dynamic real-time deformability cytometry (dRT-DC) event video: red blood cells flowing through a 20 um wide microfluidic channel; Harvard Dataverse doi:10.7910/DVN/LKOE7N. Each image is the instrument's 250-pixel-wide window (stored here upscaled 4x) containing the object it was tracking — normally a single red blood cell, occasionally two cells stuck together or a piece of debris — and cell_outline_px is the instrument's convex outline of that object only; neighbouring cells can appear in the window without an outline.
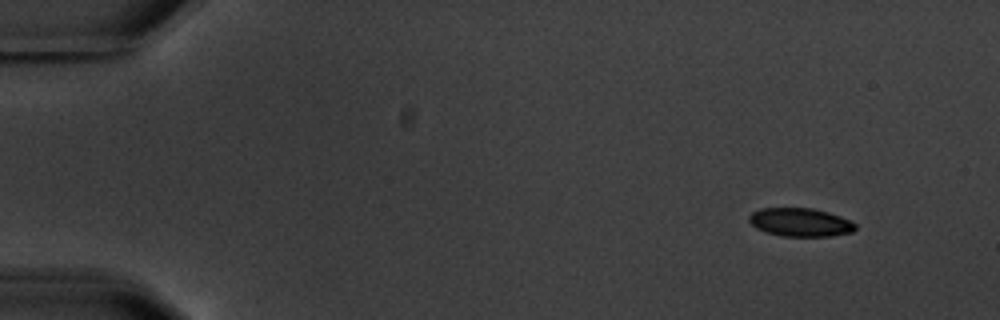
{"species": "common noctule bat (a hibernating species)", "species_latin": "Nyctalus noctula", "temperature_condition": "warm", "stored_images_in_passage": 6, "camera_frame_rate_fps": 3000, "um_per_image_px": 0.085, "animal": {"sex": "male", "body_mass_g": 20.1, "forearm_length_mm": 53.5}, "frame": {"image": 1, "passage_image": 1, "time_ms": 0.0, "image_size_px": [1000, 320], "cell_outline_px": [[856, 228], [852, 232], [832, 236], [784, 236], [764, 232], [756, 228], [748, 220], [748, 216], [752, 212], [760, 208], [812, 208], [828, 212], [852, 220], [856, 224]], "centroid_in_image_um": [68.03, 18.89], "position_along_channel_um": 17.0, "area_um2": 17.74}}
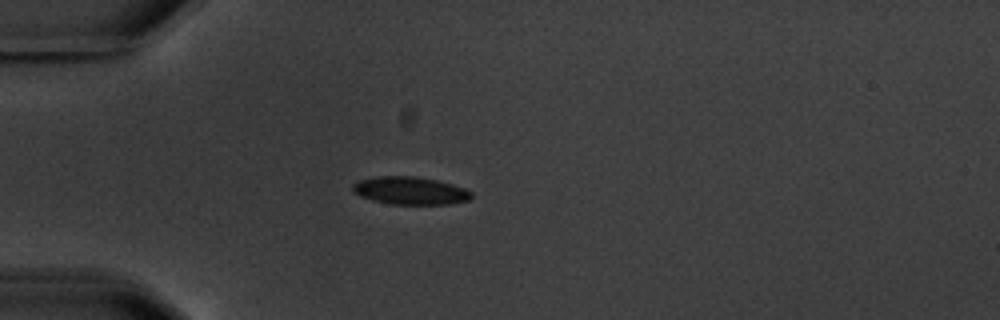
{"frame": {"image": 2, "passage_image": 4, "time_ms": 3.667, "image_size_px": [1000, 320], "cell_outline_px": [[472, 196], [468, 200], [452, 204], [392, 204], [372, 200], [360, 196], [352, 192], [352, 184], [360, 180], [376, 176], [416, 176], [436, 180], [452, 184], [464, 188], [472, 192]], "centroid_in_image_um": [34.85, 16.2], "position_along_channel_um": 50.2, "area_um2": 19.25}}
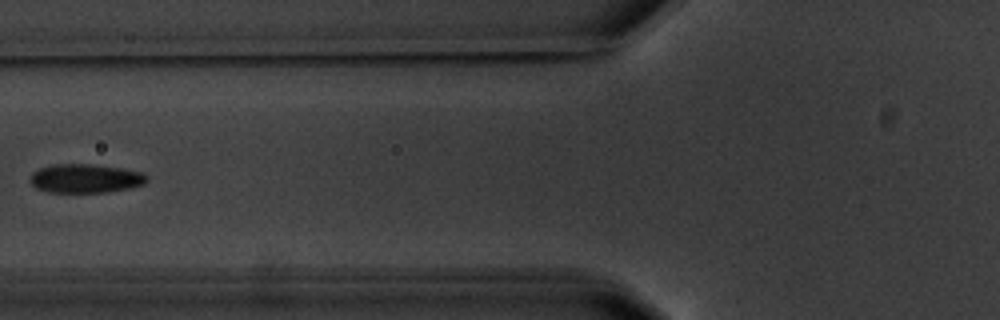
{"frame": {"image": 3, "passage_image": 6, "time_ms": 6.0, "image_size_px": [1000, 320], "cell_outline_px": [[148, 180], [144, 184], [128, 188], [104, 192], [48, 192], [36, 188], [32, 184], [32, 172], [40, 168], [52, 164], [88, 164], [120, 168], [140, 172], [148, 176]], "centroid_in_image_um": [7.26, 15.16], "position_along_channel_um": 118.5, "area_um2": 19.36}}